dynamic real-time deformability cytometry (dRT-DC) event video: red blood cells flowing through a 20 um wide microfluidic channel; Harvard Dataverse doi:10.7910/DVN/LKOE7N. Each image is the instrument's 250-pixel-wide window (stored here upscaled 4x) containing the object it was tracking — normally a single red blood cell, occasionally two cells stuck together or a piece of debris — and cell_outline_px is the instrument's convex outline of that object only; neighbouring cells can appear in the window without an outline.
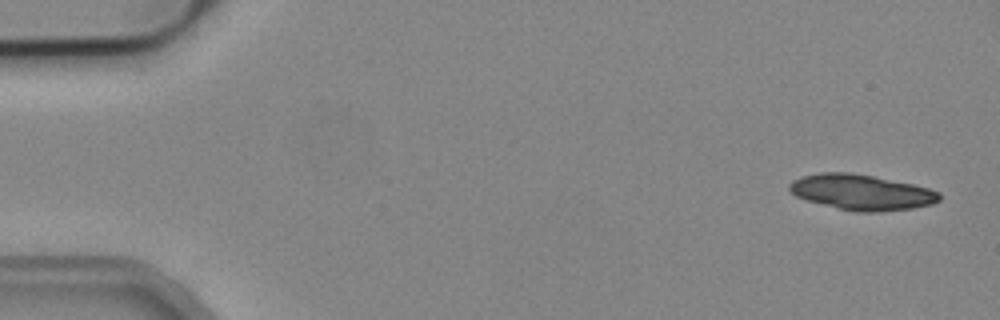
{"species": "common noctule bat (a hibernating species)", "species_latin": "Nyctalus noctula", "temperature_condition": "cold", "stored_images_in_passage": 8, "camera_frame_rate_fps": 3000, "um_per_image_px": 0.085, "animal": {"sex": "male", "body_mass_g": 19.2, "forearm_length_mm": 51.8}, "frame": {"image": 1, "passage_image": 1, "time_ms": 0.0, "image_size_px": [1000, 320], "cell_outline_px": [[940, 200], [932, 204], [912, 208], [880, 212], [856, 212], [808, 200], [796, 196], [788, 188], [788, 184], [792, 180], [800, 176], [820, 172], [852, 172], [912, 184], [928, 188], [940, 192]], "centroid_in_image_um": [73.22, 16.33], "position_along_channel_um": 11.8, "area_um2": 30.87}}